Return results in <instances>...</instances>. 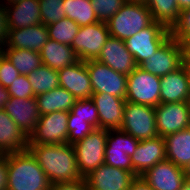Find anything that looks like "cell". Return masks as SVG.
Returning a JSON list of instances; mask_svg holds the SVG:
<instances>
[{
	"instance_id": "cb8c5ba5",
	"label": "cell",
	"mask_w": 190,
	"mask_h": 190,
	"mask_svg": "<svg viewBox=\"0 0 190 190\" xmlns=\"http://www.w3.org/2000/svg\"><path fill=\"white\" fill-rule=\"evenodd\" d=\"M0 149L4 154L28 149V136L3 108L0 109Z\"/></svg>"
},
{
	"instance_id": "7c38bea8",
	"label": "cell",
	"mask_w": 190,
	"mask_h": 190,
	"mask_svg": "<svg viewBox=\"0 0 190 190\" xmlns=\"http://www.w3.org/2000/svg\"><path fill=\"white\" fill-rule=\"evenodd\" d=\"M111 131L117 135H114L113 137V133H111ZM138 143L139 140H136L134 137L121 129L108 130L104 164L115 168H122L134 174L130 157L135 152Z\"/></svg>"
},
{
	"instance_id": "1f68e13d",
	"label": "cell",
	"mask_w": 190,
	"mask_h": 190,
	"mask_svg": "<svg viewBox=\"0 0 190 190\" xmlns=\"http://www.w3.org/2000/svg\"><path fill=\"white\" fill-rule=\"evenodd\" d=\"M79 25L73 20L62 18L59 21L47 25L49 39L71 46L79 31Z\"/></svg>"
},
{
	"instance_id": "bcb514c9",
	"label": "cell",
	"mask_w": 190,
	"mask_h": 190,
	"mask_svg": "<svg viewBox=\"0 0 190 190\" xmlns=\"http://www.w3.org/2000/svg\"><path fill=\"white\" fill-rule=\"evenodd\" d=\"M176 2L180 11L190 7V0H176Z\"/></svg>"
},
{
	"instance_id": "db71d44e",
	"label": "cell",
	"mask_w": 190,
	"mask_h": 190,
	"mask_svg": "<svg viewBox=\"0 0 190 190\" xmlns=\"http://www.w3.org/2000/svg\"><path fill=\"white\" fill-rule=\"evenodd\" d=\"M2 53H3V49L0 48V56L2 55Z\"/></svg>"
},
{
	"instance_id": "7402d4cb",
	"label": "cell",
	"mask_w": 190,
	"mask_h": 190,
	"mask_svg": "<svg viewBox=\"0 0 190 190\" xmlns=\"http://www.w3.org/2000/svg\"><path fill=\"white\" fill-rule=\"evenodd\" d=\"M48 40L47 26L39 23L22 29H8L5 46L40 52Z\"/></svg>"
},
{
	"instance_id": "e0dca14e",
	"label": "cell",
	"mask_w": 190,
	"mask_h": 190,
	"mask_svg": "<svg viewBox=\"0 0 190 190\" xmlns=\"http://www.w3.org/2000/svg\"><path fill=\"white\" fill-rule=\"evenodd\" d=\"M131 158L134 175L142 176L155 164L166 160L164 137L157 136L153 139L139 141Z\"/></svg>"
},
{
	"instance_id": "d6a6232c",
	"label": "cell",
	"mask_w": 190,
	"mask_h": 190,
	"mask_svg": "<svg viewBox=\"0 0 190 190\" xmlns=\"http://www.w3.org/2000/svg\"><path fill=\"white\" fill-rule=\"evenodd\" d=\"M42 24L50 25L65 18L64 0H38Z\"/></svg>"
},
{
	"instance_id": "816d5d0a",
	"label": "cell",
	"mask_w": 190,
	"mask_h": 190,
	"mask_svg": "<svg viewBox=\"0 0 190 190\" xmlns=\"http://www.w3.org/2000/svg\"><path fill=\"white\" fill-rule=\"evenodd\" d=\"M8 1V4L7 5H13L17 2H20L21 0H7Z\"/></svg>"
},
{
	"instance_id": "c3c4849f",
	"label": "cell",
	"mask_w": 190,
	"mask_h": 190,
	"mask_svg": "<svg viewBox=\"0 0 190 190\" xmlns=\"http://www.w3.org/2000/svg\"><path fill=\"white\" fill-rule=\"evenodd\" d=\"M180 190H190V180H187L184 182V185L181 187Z\"/></svg>"
},
{
	"instance_id": "5b68a950",
	"label": "cell",
	"mask_w": 190,
	"mask_h": 190,
	"mask_svg": "<svg viewBox=\"0 0 190 190\" xmlns=\"http://www.w3.org/2000/svg\"><path fill=\"white\" fill-rule=\"evenodd\" d=\"M120 129L139 141L159 136L155 108L126 101Z\"/></svg>"
},
{
	"instance_id": "7bdbcfd3",
	"label": "cell",
	"mask_w": 190,
	"mask_h": 190,
	"mask_svg": "<svg viewBox=\"0 0 190 190\" xmlns=\"http://www.w3.org/2000/svg\"><path fill=\"white\" fill-rule=\"evenodd\" d=\"M128 190H153V189L141 176H137L132 181L130 188Z\"/></svg>"
},
{
	"instance_id": "ac0fdd59",
	"label": "cell",
	"mask_w": 190,
	"mask_h": 190,
	"mask_svg": "<svg viewBox=\"0 0 190 190\" xmlns=\"http://www.w3.org/2000/svg\"><path fill=\"white\" fill-rule=\"evenodd\" d=\"M91 99L98 111L99 128L104 130L120 129L126 99L108 93H93Z\"/></svg>"
},
{
	"instance_id": "ba28073f",
	"label": "cell",
	"mask_w": 190,
	"mask_h": 190,
	"mask_svg": "<svg viewBox=\"0 0 190 190\" xmlns=\"http://www.w3.org/2000/svg\"><path fill=\"white\" fill-rule=\"evenodd\" d=\"M69 112L55 111L40 115L28 145L65 144L68 138Z\"/></svg>"
},
{
	"instance_id": "74e56055",
	"label": "cell",
	"mask_w": 190,
	"mask_h": 190,
	"mask_svg": "<svg viewBox=\"0 0 190 190\" xmlns=\"http://www.w3.org/2000/svg\"><path fill=\"white\" fill-rule=\"evenodd\" d=\"M10 97L19 99H28L35 97L32 86L27 75L20 74L7 89Z\"/></svg>"
},
{
	"instance_id": "9a60e30c",
	"label": "cell",
	"mask_w": 190,
	"mask_h": 190,
	"mask_svg": "<svg viewBox=\"0 0 190 190\" xmlns=\"http://www.w3.org/2000/svg\"><path fill=\"white\" fill-rule=\"evenodd\" d=\"M141 177L153 190H180L186 181L184 169L169 160L155 164Z\"/></svg>"
},
{
	"instance_id": "836d02e7",
	"label": "cell",
	"mask_w": 190,
	"mask_h": 190,
	"mask_svg": "<svg viewBox=\"0 0 190 190\" xmlns=\"http://www.w3.org/2000/svg\"><path fill=\"white\" fill-rule=\"evenodd\" d=\"M93 130L94 128L87 122L86 118L76 117L69 111L67 143L73 145L83 140Z\"/></svg>"
},
{
	"instance_id": "d6986e66",
	"label": "cell",
	"mask_w": 190,
	"mask_h": 190,
	"mask_svg": "<svg viewBox=\"0 0 190 190\" xmlns=\"http://www.w3.org/2000/svg\"><path fill=\"white\" fill-rule=\"evenodd\" d=\"M96 60L127 76L138 67L124 40L112 36L106 40Z\"/></svg>"
},
{
	"instance_id": "8992f818",
	"label": "cell",
	"mask_w": 190,
	"mask_h": 190,
	"mask_svg": "<svg viewBox=\"0 0 190 190\" xmlns=\"http://www.w3.org/2000/svg\"><path fill=\"white\" fill-rule=\"evenodd\" d=\"M170 36V29L153 21L146 28L125 39L124 43L139 66L150 58Z\"/></svg>"
},
{
	"instance_id": "6da1fadb",
	"label": "cell",
	"mask_w": 190,
	"mask_h": 190,
	"mask_svg": "<svg viewBox=\"0 0 190 190\" xmlns=\"http://www.w3.org/2000/svg\"><path fill=\"white\" fill-rule=\"evenodd\" d=\"M51 184L82 179L72 144L28 145Z\"/></svg>"
},
{
	"instance_id": "277c9868",
	"label": "cell",
	"mask_w": 190,
	"mask_h": 190,
	"mask_svg": "<svg viewBox=\"0 0 190 190\" xmlns=\"http://www.w3.org/2000/svg\"><path fill=\"white\" fill-rule=\"evenodd\" d=\"M108 130L95 128L83 140L73 144L78 170L83 178L104 164Z\"/></svg>"
},
{
	"instance_id": "f546056e",
	"label": "cell",
	"mask_w": 190,
	"mask_h": 190,
	"mask_svg": "<svg viewBox=\"0 0 190 190\" xmlns=\"http://www.w3.org/2000/svg\"><path fill=\"white\" fill-rule=\"evenodd\" d=\"M66 18L73 20L79 26H86L99 21L91 0H64Z\"/></svg>"
},
{
	"instance_id": "d4e9b609",
	"label": "cell",
	"mask_w": 190,
	"mask_h": 190,
	"mask_svg": "<svg viewBox=\"0 0 190 190\" xmlns=\"http://www.w3.org/2000/svg\"><path fill=\"white\" fill-rule=\"evenodd\" d=\"M40 53L42 64L59 71L76 63L79 59L71 46L49 39Z\"/></svg>"
},
{
	"instance_id": "44dd1931",
	"label": "cell",
	"mask_w": 190,
	"mask_h": 190,
	"mask_svg": "<svg viewBox=\"0 0 190 190\" xmlns=\"http://www.w3.org/2000/svg\"><path fill=\"white\" fill-rule=\"evenodd\" d=\"M3 109L29 137L40 118L36 97L28 99L9 97Z\"/></svg>"
},
{
	"instance_id": "f1b7e54d",
	"label": "cell",
	"mask_w": 190,
	"mask_h": 190,
	"mask_svg": "<svg viewBox=\"0 0 190 190\" xmlns=\"http://www.w3.org/2000/svg\"><path fill=\"white\" fill-rule=\"evenodd\" d=\"M5 50L3 49V54L18 70L19 74L28 75L42 65L39 52L17 48H5Z\"/></svg>"
},
{
	"instance_id": "603a6c76",
	"label": "cell",
	"mask_w": 190,
	"mask_h": 190,
	"mask_svg": "<svg viewBox=\"0 0 190 190\" xmlns=\"http://www.w3.org/2000/svg\"><path fill=\"white\" fill-rule=\"evenodd\" d=\"M5 9L8 29H22L42 23L38 0H21L5 6Z\"/></svg>"
},
{
	"instance_id": "f5cc1de1",
	"label": "cell",
	"mask_w": 190,
	"mask_h": 190,
	"mask_svg": "<svg viewBox=\"0 0 190 190\" xmlns=\"http://www.w3.org/2000/svg\"><path fill=\"white\" fill-rule=\"evenodd\" d=\"M5 156V154L2 152V150L0 149V159H2Z\"/></svg>"
},
{
	"instance_id": "b9f144b4",
	"label": "cell",
	"mask_w": 190,
	"mask_h": 190,
	"mask_svg": "<svg viewBox=\"0 0 190 190\" xmlns=\"http://www.w3.org/2000/svg\"><path fill=\"white\" fill-rule=\"evenodd\" d=\"M8 183V166L7 154L0 159V190H7Z\"/></svg>"
},
{
	"instance_id": "8d00e7d4",
	"label": "cell",
	"mask_w": 190,
	"mask_h": 190,
	"mask_svg": "<svg viewBox=\"0 0 190 190\" xmlns=\"http://www.w3.org/2000/svg\"><path fill=\"white\" fill-rule=\"evenodd\" d=\"M170 34L182 45L190 39V7L180 11L177 22L170 29Z\"/></svg>"
},
{
	"instance_id": "484cf974",
	"label": "cell",
	"mask_w": 190,
	"mask_h": 190,
	"mask_svg": "<svg viewBox=\"0 0 190 190\" xmlns=\"http://www.w3.org/2000/svg\"><path fill=\"white\" fill-rule=\"evenodd\" d=\"M166 160L185 168L190 163V127L164 137Z\"/></svg>"
},
{
	"instance_id": "e575fe53",
	"label": "cell",
	"mask_w": 190,
	"mask_h": 190,
	"mask_svg": "<svg viewBox=\"0 0 190 190\" xmlns=\"http://www.w3.org/2000/svg\"><path fill=\"white\" fill-rule=\"evenodd\" d=\"M70 111L76 117L86 118L94 129L99 128L98 111L91 98L76 100Z\"/></svg>"
},
{
	"instance_id": "ab89813d",
	"label": "cell",
	"mask_w": 190,
	"mask_h": 190,
	"mask_svg": "<svg viewBox=\"0 0 190 190\" xmlns=\"http://www.w3.org/2000/svg\"><path fill=\"white\" fill-rule=\"evenodd\" d=\"M51 190H89L84 178L71 182L52 184Z\"/></svg>"
},
{
	"instance_id": "f6af8a7d",
	"label": "cell",
	"mask_w": 190,
	"mask_h": 190,
	"mask_svg": "<svg viewBox=\"0 0 190 190\" xmlns=\"http://www.w3.org/2000/svg\"><path fill=\"white\" fill-rule=\"evenodd\" d=\"M183 53H184V60L183 61H190V39H188L183 44Z\"/></svg>"
},
{
	"instance_id": "5bb4252c",
	"label": "cell",
	"mask_w": 190,
	"mask_h": 190,
	"mask_svg": "<svg viewBox=\"0 0 190 190\" xmlns=\"http://www.w3.org/2000/svg\"><path fill=\"white\" fill-rule=\"evenodd\" d=\"M135 178L130 171L102 164L84 179L89 190H128Z\"/></svg>"
},
{
	"instance_id": "f907efd6",
	"label": "cell",
	"mask_w": 190,
	"mask_h": 190,
	"mask_svg": "<svg viewBox=\"0 0 190 190\" xmlns=\"http://www.w3.org/2000/svg\"><path fill=\"white\" fill-rule=\"evenodd\" d=\"M185 67H186V70L188 72V75H189V81H190V61H183Z\"/></svg>"
},
{
	"instance_id": "9c48e42d",
	"label": "cell",
	"mask_w": 190,
	"mask_h": 190,
	"mask_svg": "<svg viewBox=\"0 0 190 190\" xmlns=\"http://www.w3.org/2000/svg\"><path fill=\"white\" fill-rule=\"evenodd\" d=\"M110 37L107 23L96 22L86 26H80L75 36L71 48L74 50L79 60H96Z\"/></svg>"
},
{
	"instance_id": "4316f807",
	"label": "cell",
	"mask_w": 190,
	"mask_h": 190,
	"mask_svg": "<svg viewBox=\"0 0 190 190\" xmlns=\"http://www.w3.org/2000/svg\"><path fill=\"white\" fill-rule=\"evenodd\" d=\"M35 97L40 115L55 111L69 112L77 100L70 92L60 86Z\"/></svg>"
},
{
	"instance_id": "7dc6e473",
	"label": "cell",
	"mask_w": 190,
	"mask_h": 190,
	"mask_svg": "<svg viewBox=\"0 0 190 190\" xmlns=\"http://www.w3.org/2000/svg\"><path fill=\"white\" fill-rule=\"evenodd\" d=\"M184 174L187 180H190V163L184 168Z\"/></svg>"
},
{
	"instance_id": "4dcf8cb0",
	"label": "cell",
	"mask_w": 190,
	"mask_h": 190,
	"mask_svg": "<svg viewBox=\"0 0 190 190\" xmlns=\"http://www.w3.org/2000/svg\"><path fill=\"white\" fill-rule=\"evenodd\" d=\"M35 96L59 86L58 71L42 64L27 75Z\"/></svg>"
},
{
	"instance_id": "d590c367",
	"label": "cell",
	"mask_w": 190,
	"mask_h": 190,
	"mask_svg": "<svg viewBox=\"0 0 190 190\" xmlns=\"http://www.w3.org/2000/svg\"><path fill=\"white\" fill-rule=\"evenodd\" d=\"M126 0H91L92 8L100 22H105L115 15Z\"/></svg>"
},
{
	"instance_id": "8fae6325",
	"label": "cell",
	"mask_w": 190,
	"mask_h": 190,
	"mask_svg": "<svg viewBox=\"0 0 190 190\" xmlns=\"http://www.w3.org/2000/svg\"><path fill=\"white\" fill-rule=\"evenodd\" d=\"M183 60V45L170 36L150 58L138 67L161 77L178 69L183 64Z\"/></svg>"
},
{
	"instance_id": "ee69618b",
	"label": "cell",
	"mask_w": 190,
	"mask_h": 190,
	"mask_svg": "<svg viewBox=\"0 0 190 190\" xmlns=\"http://www.w3.org/2000/svg\"><path fill=\"white\" fill-rule=\"evenodd\" d=\"M8 90L0 84V109L4 108L5 103L9 100Z\"/></svg>"
},
{
	"instance_id": "83f0119b",
	"label": "cell",
	"mask_w": 190,
	"mask_h": 190,
	"mask_svg": "<svg viewBox=\"0 0 190 190\" xmlns=\"http://www.w3.org/2000/svg\"><path fill=\"white\" fill-rule=\"evenodd\" d=\"M145 5L150 10L153 21L168 29L178 20L180 9L176 0H147Z\"/></svg>"
},
{
	"instance_id": "681fc988",
	"label": "cell",
	"mask_w": 190,
	"mask_h": 190,
	"mask_svg": "<svg viewBox=\"0 0 190 190\" xmlns=\"http://www.w3.org/2000/svg\"><path fill=\"white\" fill-rule=\"evenodd\" d=\"M147 0H126V3H140V4H146Z\"/></svg>"
},
{
	"instance_id": "2e32d148",
	"label": "cell",
	"mask_w": 190,
	"mask_h": 190,
	"mask_svg": "<svg viewBox=\"0 0 190 190\" xmlns=\"http://www.w3.org/2000/svg\"><path fill=\"white\" fill-rule=\"evenodd\" d=\"M59 86L70 92L77 100L91 98L93 94L86 62L78 60L58 71Z\"/></svg>"
},
{
	"instance_id": "f35d334b",
	"label": "cell",
	"mask_w": 190,
	"mask_h": 190,
	"mask_svg": "<svg viewBox=\"0 0 190 190\" xmlns=\"http://www.w3.org/2000/svg\"><path fill=\"white\" fill-rule=\"evenodd\" d=\"M19 75L20 74L18 70L2 53V55L0 56V84L5 89H8L13 81L18 78Z\"/></svg>"
},
{
	"instance_id": "7a4b0ae2",
	"label": "cell",
	"mask_w": 190,
	"mask_h": 190,
	"mask_svg": "<svg viewBox=\"0 0 190 190\" xmlns=\"http://www.w3.org/2000/svg\"><path fill=\"white\" fill-rule=\"evenodd\" d=\"M7 190H51V182L27 149L7 154Z\"/></svg>"
},
{
	"instance_id": "30bf717a",
	"label": "cell",
	"mask_w": 190,
	"mask_h": 190,
	"mask_svg": "<svg viewBox=\"0 0 190 190\" xmlns=\"http://www.w3.org/2000/svg\"><path fill=\"white\" fill-rule=\"evenodd\" d=\"M93 93H108L126 98L127 75L114 71L109 66L97 61H86Z\"/></svg>"
},
{
	"instance_id": "52a82bcc",
	"label": "cell",
	"mask_w": 190,
	"mask_h": 190,
	"mask_svg": "<svg viewBox=\"0 0 190 190\" xmlns=\"http://www.w3.org/2000/svg\"><path fill=\"white\" fill-rule=\"evenodd\" d=\"M160 76L137 67L127 76L126 101L156 107L160 104Z\"/></svg>"
},
{
	"instance_id": "ffe728a7",
	"label": "cell",
	"mask_w": 190,
	"mask_h": 190,
	"mask_svg": "<svg viewBox=\"0 0 190 190\" xmlns=\"http://www.w3.org/2000/svg\"><path fill=\"white\" fill-rule=\"evenodd\" d=\"M160 104L189 102L190 81L184 63L175 71L160 77Z\"/></svg>"
},
{
	"instance_id": "60d3db41",
	"label": "cell",
	"mask_w": 190,
	"mask_h": 190,
	"mask_svg": "<svg viewBox=\"0 0 190 190\" xmlns=\"http://www.w3.org/2000/svg\"><path fill=\"white\" fill-rule=\"evenodd\" d=\"M8 33L7 17L5 5L0 4V48L3 49L6 44V37ZM4 45V47H3Z\"/></svg>"
},
{
	"instance_id": "3957f363",
	"label": "cell",
	"mask_w": 190,
	"mask_h": 190,
	"mask_svg": "<svg viewBox=\"0 0 190 190\" xmlns=\"http://www.w3.org/2000/svg\"><path fill=\"white\" fill-rule=\"evenodd\" d=\"M153 22L151 12L145 4L125 3L108 21L110 36L125 40Z\"/></svg>"
},
{
	"instance_id": "4fadbf2b",
	"label": "cell",
	"mask_w": 190,
	"mask_h": 190,
	"mask_svg": "<svg viewBox=\"0 0 190 190\" xmlns=\"http://www.w3.org/2000/svg\"><path fill=\"white\" fill-rule=\"evenodd\" d=\"M158 135L165 137L190 127L189 102L161 103L155 107Z\"/></svg>"
}]
</instances>
